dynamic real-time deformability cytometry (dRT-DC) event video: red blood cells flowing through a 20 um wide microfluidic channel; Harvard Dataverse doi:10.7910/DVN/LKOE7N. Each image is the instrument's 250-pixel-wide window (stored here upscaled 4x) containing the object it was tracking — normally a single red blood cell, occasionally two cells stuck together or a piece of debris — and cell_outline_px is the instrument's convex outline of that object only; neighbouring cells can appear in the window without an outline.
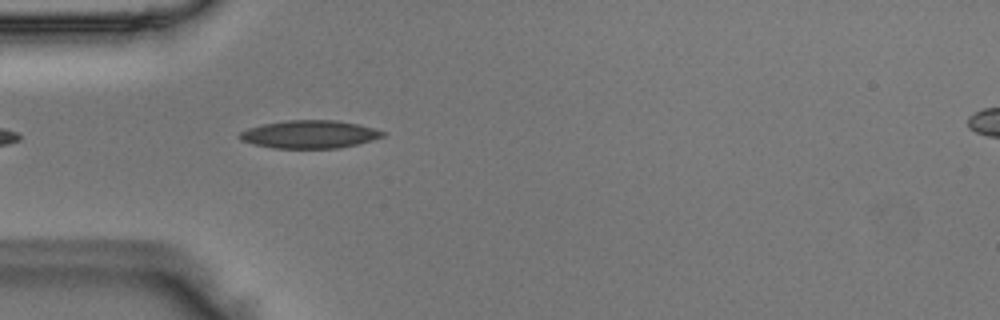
{"species": "Egyptian fruit bat (a non-hibernating species)", "species_latin": "Rousettus aegyptiacus", "temperature_condition": "room temperature", "stored_images_in_passage": 23, "camera_frame_rate_fps": 3000, "um_per_image_px": 0.085, "animal": {"sex": "male"}, "frame": {"image": 1, "passage_image": 1, "time_ms": 0.0, "image_size_px": [1000, 320], "cell_outline_px": [[388, 132], [384, 136], [372, 140], [340, 148], [272, 148], [252, 144], [240, 140], [236, 136], [240, 132], [248, 128], [264, 124], [288, 120], [336, 120], [356, 124]], "centroid_in_image_um": [26.28, 11.42], "position_along_channel_um": 58.7, "area_um2": 23.29}}
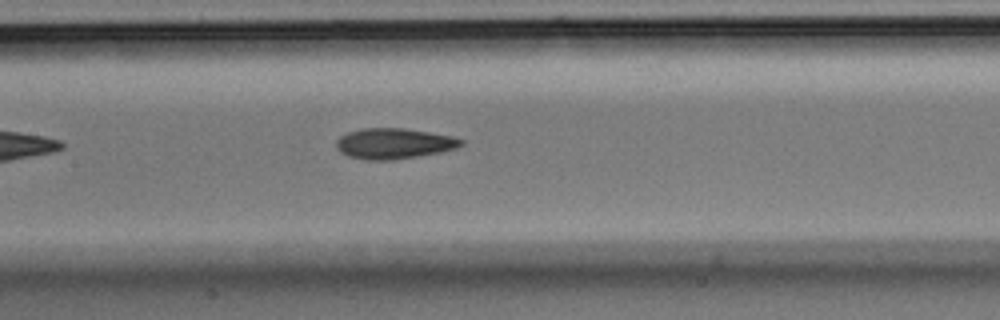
{"frame": {"image": 2, "passage_image": 10, "time_ms": 3.0, "image_size_px": [1000, 320], "cell_outline_px": [[464, 144], [456, 148], [440, 152], [420, 156], [392, 160], [364, 160], [348, 156], [340, 152], [336, 148], [336, 140], [340, 136], [348, 132], [360, 128], [404, 128], [452, 136], [464, 140]], "centroid_in_image_um": [33.46, 12.2], "position_along_channel_um": 173.9, "area_um2": 22.43}}
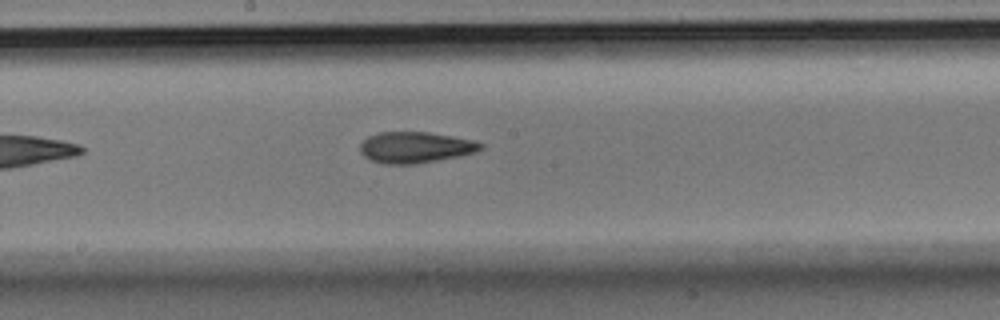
{"frame": {"image": 3, "passage_image": 13, "time_ms": 4.0, "image_size_px": [1000, 320], "cell_outline_px": [[484, 148], [476, 152], [460, 156], [416, 164], [384, 164], [368, 160], [360, 152], [360, 144], [368, 136], [380, 132], [428, 132], [476, 140], [484, 144]], "centroid_in_image_um": [35.32, 12.53], "position_along_channel_um": 212.9, "area_um2": 22.14}}